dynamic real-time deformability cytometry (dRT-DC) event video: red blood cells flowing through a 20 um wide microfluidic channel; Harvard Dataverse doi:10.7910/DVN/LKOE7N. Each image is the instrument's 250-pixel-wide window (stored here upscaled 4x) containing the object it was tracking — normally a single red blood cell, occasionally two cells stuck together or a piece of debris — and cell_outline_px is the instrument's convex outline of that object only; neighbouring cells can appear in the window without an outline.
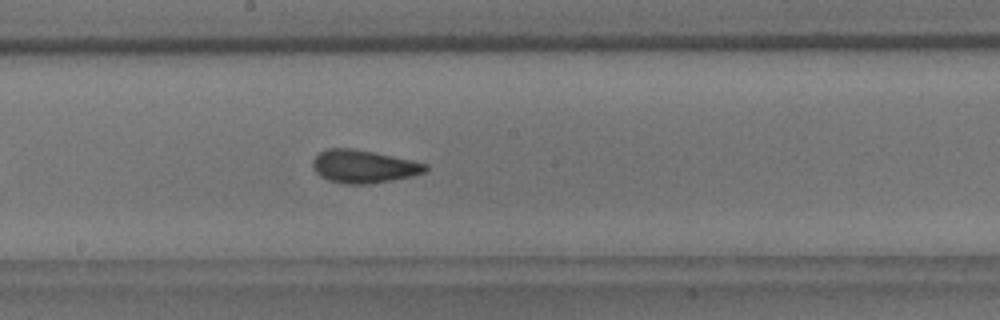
{"species": "common noctule bat (a hibernating species)", "species_latin": "Nyctalus noctula", "temperature_condition": "room temperature", "stored_images_in_passage": 31, "camera_frame_rate_fps": 3000, "um_per_image_px": 0.085, "animal": {"sex": "male", "body_mass_g": 18.8}, "frame": {"image": 1, "passage_image": 17, "time_ms": 5.333, "image_size_px": [1000, 320], "cell_outline_px": [[428, 168], [424, 172], [412, 176], [392, 180], [368, 184], [344, 184], [328, 180], [320, 176], [312, 168], [312, 160], [320, 152], [328, 148], [348, 148], [372, 152], [428, 164]], "centroid_in_image_um": [30.87, 14.16], "position_along_channel_um": 217.3, "area_um2": 21.44}}
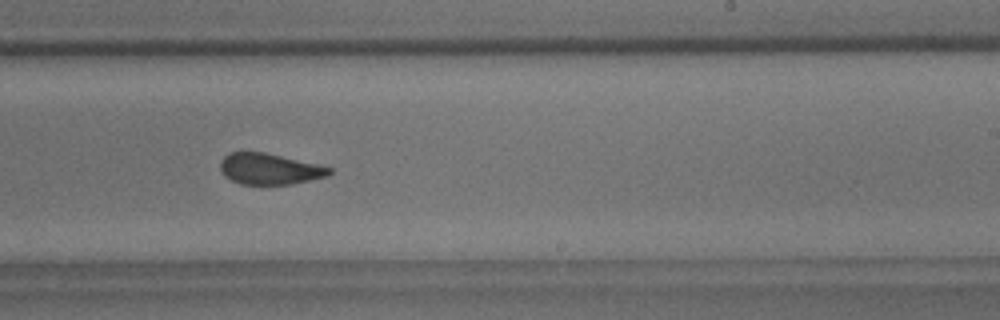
{"frame": {"image": 2, "passage_image": 21, "time_ms": 6.667, "image_size_px": [1000, 320], "cell_outline_px": [[332, 172], [328, 176], [292, 184], [240, 184], [224, 176], [220, 168], [220, 160], [228, 152], [264, 152], [320, 164], [332, 168]], "centroid_in_image_um": [22.92, 14.35], "position_along_channel_um": 266.1, "area_um2": 19.88}, "authors_computed_cell_mechanics": {"area_um2": 21.1548, "velocity_mm_per_s": 3.6726, "shape_relaxation_time_tau1_ms": 7.7637, "shape_relaxation_time_tau2_ms": 1.5714, "deformation_change_tau1": 0.1687, "deformation_change_tau2": 0.0639}}